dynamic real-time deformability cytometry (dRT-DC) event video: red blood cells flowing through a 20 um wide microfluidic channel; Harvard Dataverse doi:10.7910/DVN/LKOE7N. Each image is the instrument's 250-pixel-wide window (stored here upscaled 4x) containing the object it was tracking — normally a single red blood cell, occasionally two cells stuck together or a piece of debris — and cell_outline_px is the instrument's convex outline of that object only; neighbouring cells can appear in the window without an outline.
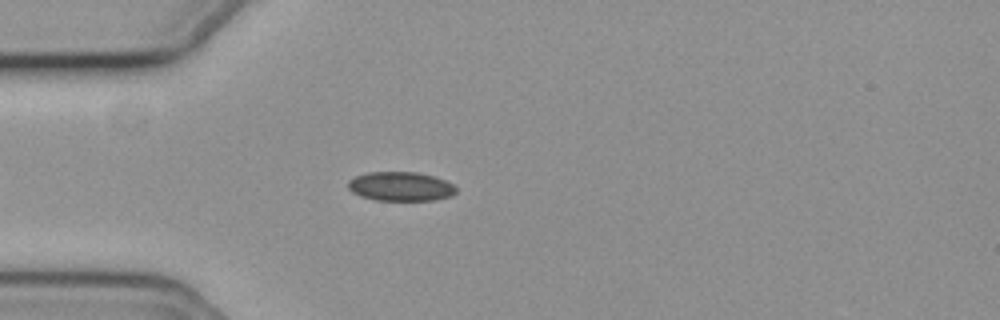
{"species": "common noctule bat (a hibernating species)", "species_latin": "Nyctalus noctula", "temperature_condition": "cold", "stored_images_in_passage": 8, "camera_frame_rate_fps": 3000, "um_per_image_px": 0.085, "animal": {"sex": "female", "body_mass_g": 19.3, "forearm_length_mm": 54.1}, "frame": {"image": 1, "passage_image": 3, "time_ms": 0.667, "image_size_px": [1000, 320], "cell_outline_px": [[456, 192], [452, 196], [436, 200], [376, 200], [360, 196], [352, 192], [348, 188], [348, 180], [356, 176], [368, 172], [416, 172], [432, 176], [444, 180], [452, 184], [456, 188]], "centroid_in_image_um": [34.04, 15.85], "position_along_channel_um": 51.0, "area_um2": 18.32}}
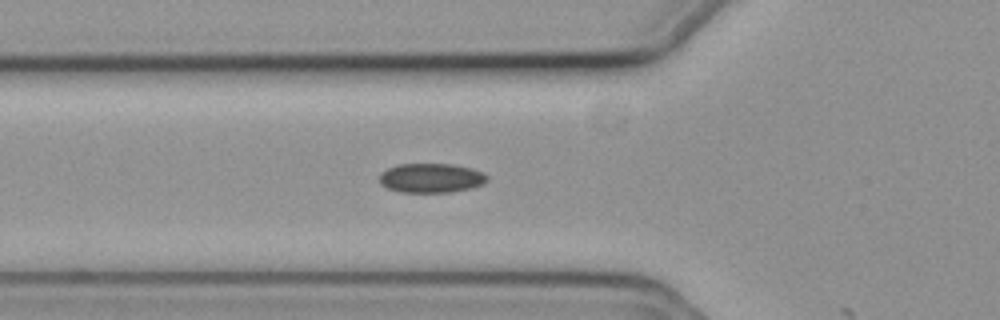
{"frame": {"image": 2, "passage_image": 7, "time_ms": 2.0, "image_size_px": [1000, 320], "cell_outline_px": [[488, 180], [484, 184], [472, 188], [448, 192], [400, 192], [388, 188], [380, 184], [380, 172], [396, 164], [452, 164], [472, 168], [484, 172], [488, 176]], "centroid_in_image_um": [36.67, 15.12], "position_along_channel_um": 89.1, "area_um2": 18.61}}